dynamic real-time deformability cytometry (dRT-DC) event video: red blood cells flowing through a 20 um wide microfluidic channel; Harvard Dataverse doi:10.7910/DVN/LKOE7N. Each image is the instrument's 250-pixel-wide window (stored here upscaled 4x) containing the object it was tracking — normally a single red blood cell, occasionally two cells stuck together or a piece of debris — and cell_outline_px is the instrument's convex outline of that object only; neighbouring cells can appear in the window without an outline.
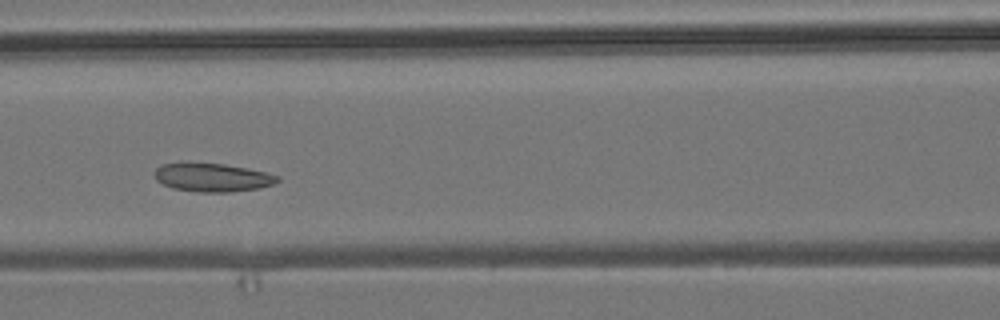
{"species": "common noctule bat (a hibernating species)", "species_latin": "Nyctalus noctula", "temperature_condition": "room temperature", "stored_images_in_passage": 7, "camera_frame_rate_fps": 3000, "um_per_image_px": 0.085, "animal": {"sex": "male", "body_mass_g": 19.2, "forearm_length_mm": 51.8}, "frame": {"image": 1, "passage_image": 5, "time_ms": 4.667, "image_size_px": [1000, 320], "cell_outline_px": [[280, 180], [276, 184], [260, 188], [232, 192], [196, 192], [172, 188], [156, 180], [152, 172], [160, 164], [224, 164], [248, 168], [280, 176]], "centroid_in_image_um": [18.08, 15.1], "position_along_channel_um": 148.5, "area_um2": 20.35}}
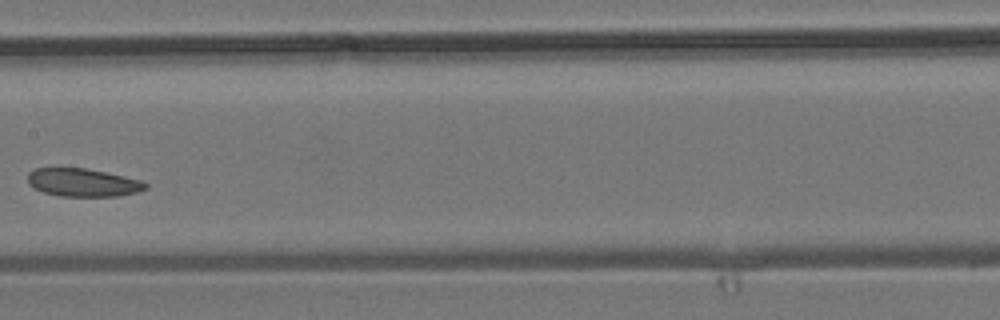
{"frame": {"image": 2, "passage_image": 6, "time_ms": 6.0, "image_size_px": [1000, 320], "cell_outline_px": [[148, 188], [136, 192], [116, 196], [60, 196], [44, 192], [28, 184], [28, 172], [36, 168], [88, 168], [140, 180], [148, 184]], "centroid_in_image_um": [7.04, 15.51], "position_along_channel_um": 200.4, "area_um2": 19.13}}
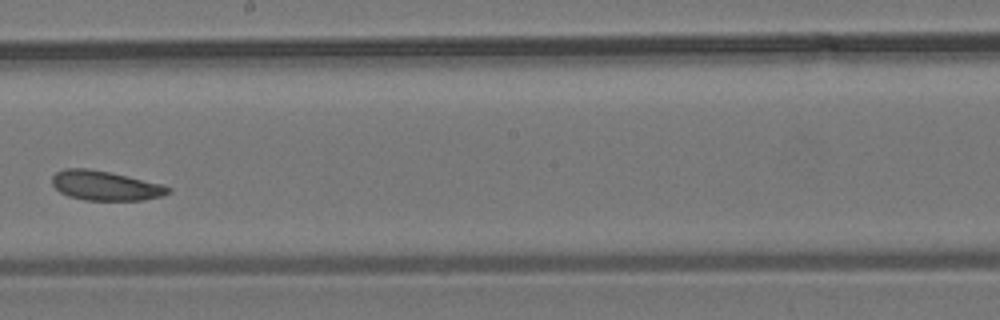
{"frame": {"image": 3, "passage_image": 7, "time_ms": 7.0, "image_size_px": [1000, 320], "cell_outline_px": [[172, 188], [164, 196], [144, 200], [84, 200], [68, 196], [60, 192], [52, 184], [52, 176], [56, 172], [64, 168], [88, 168], [108, 172], [160, 184]], "centroid_in_image_um": [8.91, 15.79], "position_along_channel_um": 239.3, "area_um2": 19.83}}